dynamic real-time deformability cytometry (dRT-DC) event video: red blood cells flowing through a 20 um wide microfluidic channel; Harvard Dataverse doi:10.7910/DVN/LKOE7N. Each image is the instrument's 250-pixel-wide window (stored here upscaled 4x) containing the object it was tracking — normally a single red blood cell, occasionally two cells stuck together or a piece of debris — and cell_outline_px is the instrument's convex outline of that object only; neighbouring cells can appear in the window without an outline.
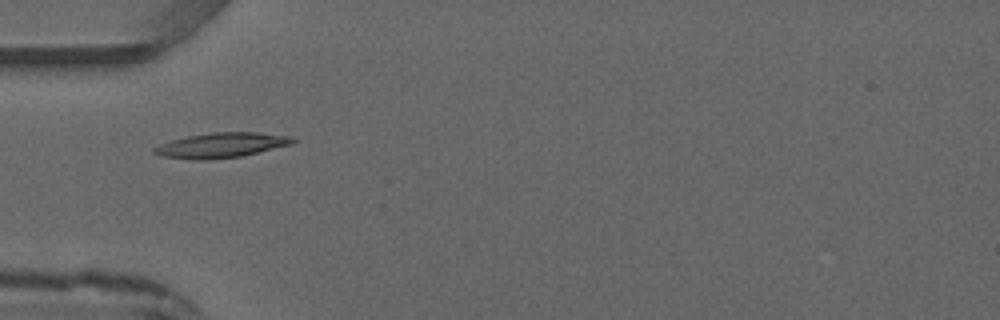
{"species": "common noctule bat (a hibernating species)", "species_latin": "Nyctalus noctula", "temperature_condition": "warm", "stored_images_in_passage": 2, "camera_frame_rate_fps": 3000, "um_per_image_px": 0.085, "animal": {"sex": "male", "forearm_length_mm": 52.5}, "frame": {"image": 1, "passage_image": 2, "time_ms": 2.0, "image_size_px": [1000, 320], "cell_outline_px": [[296, 140], [292, 144], [240, 156], [208, 160], [196, 160], [164, 156], [152, 152], [152, 148], [160, 144], [172, 140], [188, 136], [212, 132], [256, 132], [292, 136]], "centroid_in_image_um": [18.81, 12.33], "position_along_channel_um": 66.2, "area_um2": 20.0}}